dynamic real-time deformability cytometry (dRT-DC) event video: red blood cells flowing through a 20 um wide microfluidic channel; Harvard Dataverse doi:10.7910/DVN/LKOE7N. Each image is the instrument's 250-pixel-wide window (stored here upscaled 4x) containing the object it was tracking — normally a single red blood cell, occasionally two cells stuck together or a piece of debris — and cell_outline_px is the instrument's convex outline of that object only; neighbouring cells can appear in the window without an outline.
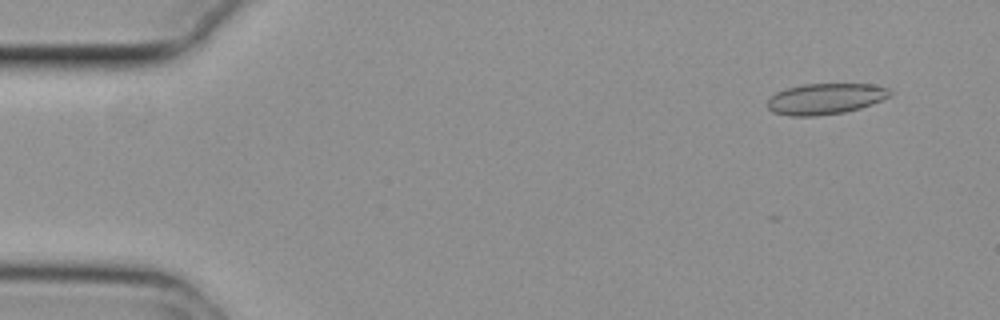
{"species": "common noctule bat (a hibernating species)", "species_latin": "Nyctalus noctula", "temperature_condition": "cold", "stored_images_in_passage": 46, "camera_frame_rate_fps": 3000, "um_per_image_px": 0.085, "animal": {"sex": "female", "body_mass_g": 29.2, "forearm_length_mm": 56.3}, "frame": {"image": 1, "passage_image": 4, "time_ms": 1.0, "image_size_px": [1000, 320], "cell_outline_px": [[892, 92], [888, 96], [872, 104], [860, 108], [844, 112], [816, 116], [788, 116], [772, 112], [768, 108], [768, 100], [776, 92], [788, 88], [804, 84], [872, 84], [888, 88]], "centroid_in_image_um": [70.14, 8.4], "position_along_channel_um": 14.9, "area_um2": 21.96}}
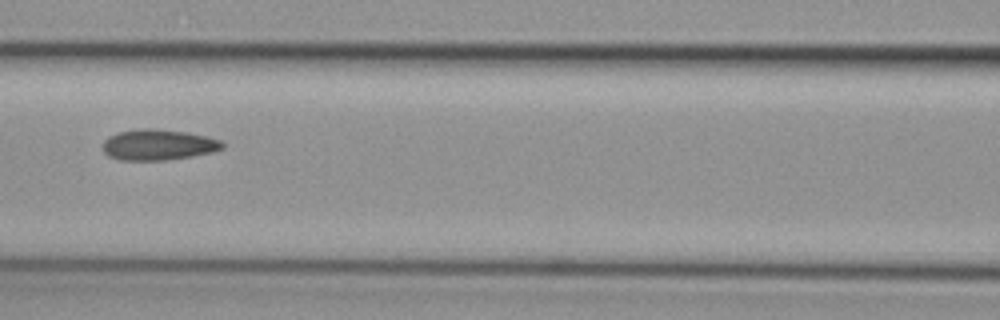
{"frame": {"image": 2, "passage_image": 24, "time_ms": 7.667, "image_size_px": [1000, 320], "cell_outline_px": [[224, 148], [212, 152], [192, 156], [164, 160], [120, 160], [108, 156], [104, 152], [104, 140], [108, 136], [116, 132], [140, 128], [156, 128], [188, 132], [208, 136], [224, 140]], "centroid_in_image_um": [13.48, 12.29], "position_along_channel_um": 153.1, "area_um2": 21.79}}
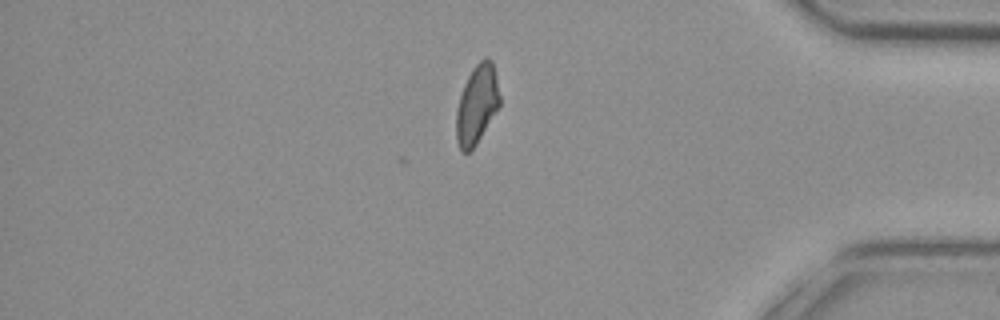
{"frame": {"image": 3, "passage_image": 46, "time_ms": 15.0, "image_size_px": [1000, 320], "cell_outline_px": [[500, 104], [476, 144], [468, 152], [460, 152], [456, 140], [456, 108], [464, 84], [472, 68], [484, 56], [488, 56], [492, 60], [496, 72], [500, 96]], "centroid_in_image_um": [40.53, 8.84], "position_along_channel_um": 394.7, "area_um2": 20.11}, "authors_computed_cell_mechanics": {"area_um2": 21.3571, "velocity_mm_per_s": 3.7293, "shape_relaxation_time_tau1_ms": null, "shape_relaxation_time_tau2_ms": 2.8373, "deformation_change_tau1": null, "deformation_change_tau2": 0.0807}}